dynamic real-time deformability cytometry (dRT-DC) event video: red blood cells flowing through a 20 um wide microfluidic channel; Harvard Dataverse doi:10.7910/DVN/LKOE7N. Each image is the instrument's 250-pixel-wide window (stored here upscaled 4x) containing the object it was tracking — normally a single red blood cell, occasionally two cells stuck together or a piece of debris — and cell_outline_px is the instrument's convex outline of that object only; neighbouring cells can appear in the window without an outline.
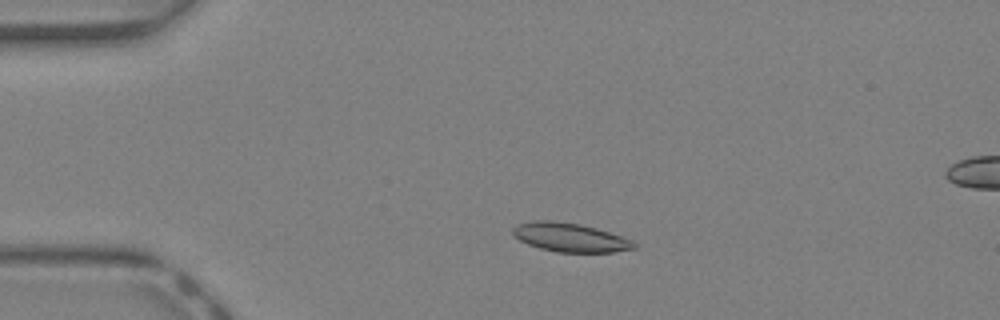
{"species": "Egyptian fruit bat (a non-hibernating species)", "species_latin": "Rousettus aegyptiacus", "temperature_condition": "warm", "stored_images_in_passage": 36, "camera_frame_rate_fps": 3000, "um_per_image_px": 0.085, "animal": {"sex": "female"}, "frame": {"image": 1, "passage_image": 4, "time_ms": 1.0, "image_size_px": [1000, 320], "cell_outline_px": [[636, 248], [612, 252], [556, 252], [540, 248], [528, 244], [520, 240], [512, 232], [512, 228], [516, 224], [532, 220], [552, 220], [580, 224], [596, 228], [632, 240], [636, 244]], "centroid_in_image_um": [48.42, 20.17], "position_along_channel_um": 36.6, "area_um2": 20.29}}
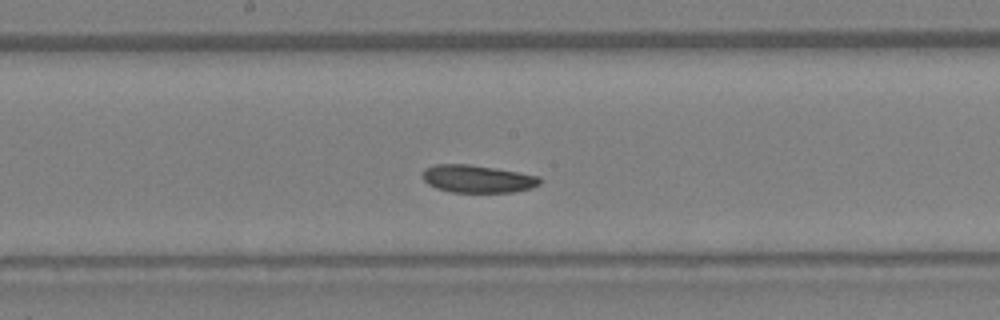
{"frame": {"image": 2, "passage_image": 17, "time_ms": 5.333, "image_size_px": [1000, 320], "cell_outline_px": [[540, 184], [532, 188], [512, 192], [452, 192], [436, 188], [428, 184], [420, 176], [424, 168], [432, 164], [468, 164], [540, 176]], "centroid_in_image_um": [40.53, 15.2], "position_along_channel_um": 207.7, "area_um2": 18.9}}
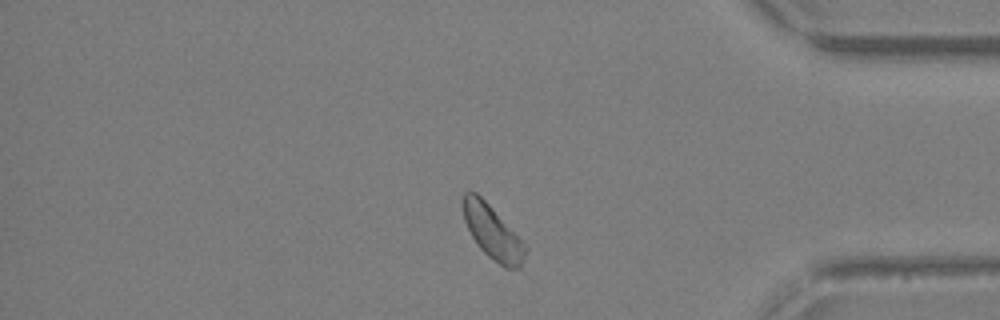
{"frame": {"image": 3, "passage_image": 30, "time_ms": 9.667, "image_size_px": [1000, 320], "cell_outline_px": [[528, 248], [524, 260], [520, 268], [504, 268], [488, 256], [480, 248], [472, 236], [464, 220], [464, 192], [468, 188], [476, 192], [492, 208]], "centroid_in_image_um": [41.87, 19.76], "position_along_channel_um": 393.3, "area_um2": 19.07}}